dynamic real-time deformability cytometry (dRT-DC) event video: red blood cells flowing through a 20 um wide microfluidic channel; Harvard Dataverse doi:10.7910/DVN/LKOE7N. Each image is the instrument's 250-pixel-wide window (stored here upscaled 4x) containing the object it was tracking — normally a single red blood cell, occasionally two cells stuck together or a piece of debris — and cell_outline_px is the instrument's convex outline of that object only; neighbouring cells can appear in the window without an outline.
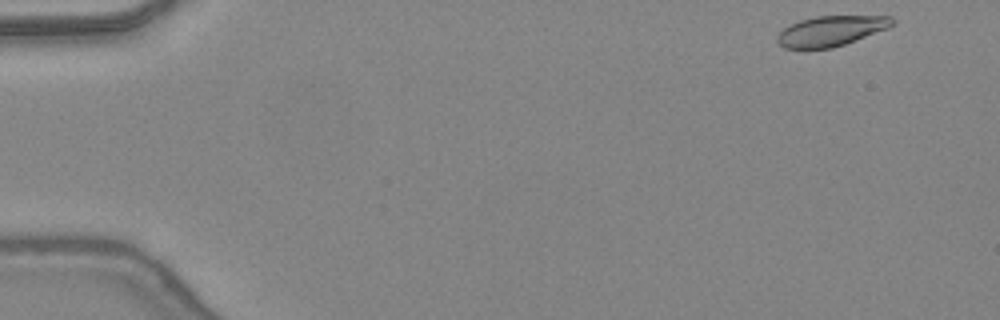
{"species": "common noctule bat (a hibernating species)", "species_latin": "Nyctalus noctula", "temperature_condition": "warm", "stored_images_in_passage": 12, "camera_frame_rate_fps": 3000, "um_per_image_px": 0.085, "animal": {"sex": "female", "body_mass_g": 24.6, "forearm_length_mm": 56.2}, "frame": {"image": 1, "passage_image": 1, "time_ms": 0.0, "image_size_px": [1000, 320], "cell_outline_px": [[896, 20], [888, 28], [856, 40], [832, 48], [784, 48], [776, 40], [776, 36], [784, 28], [800, 20], [816, 16], [892, 16]], "centroid_in_image_um": [70.64, 2.62], "position_along_channel_um": 14.4, "area_um2": 20.06}}
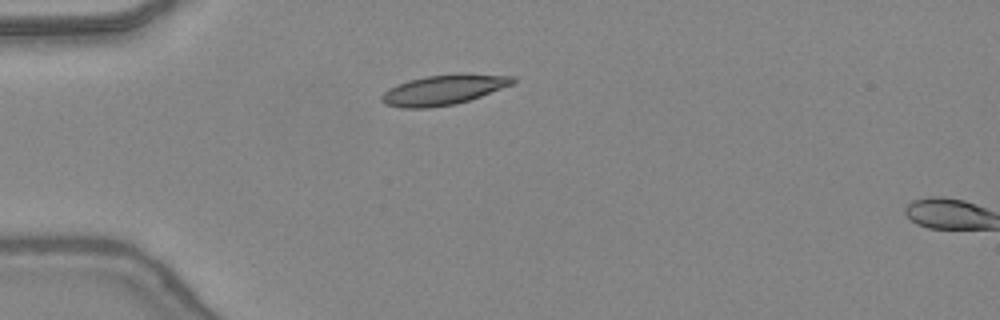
{"frame": {"image": 2, "passage_image": 11, "time_ms": 3.333, "image_size_px": [1000, 320], "cell_outline_px": [[516, 80], [512, 84], [480, 96], [456, 104], [428, 108], [400, 108], [384, 104], [380, 100], [380, 96], [388, 88], [396, 84], [408, 80], [424, 76], [456, 72], [464, 72], [516, 76]], "centroid_in_image_um": [37.68, 7.61], "position_along_channel_um": 47.3, "area_um2": 23.52}}